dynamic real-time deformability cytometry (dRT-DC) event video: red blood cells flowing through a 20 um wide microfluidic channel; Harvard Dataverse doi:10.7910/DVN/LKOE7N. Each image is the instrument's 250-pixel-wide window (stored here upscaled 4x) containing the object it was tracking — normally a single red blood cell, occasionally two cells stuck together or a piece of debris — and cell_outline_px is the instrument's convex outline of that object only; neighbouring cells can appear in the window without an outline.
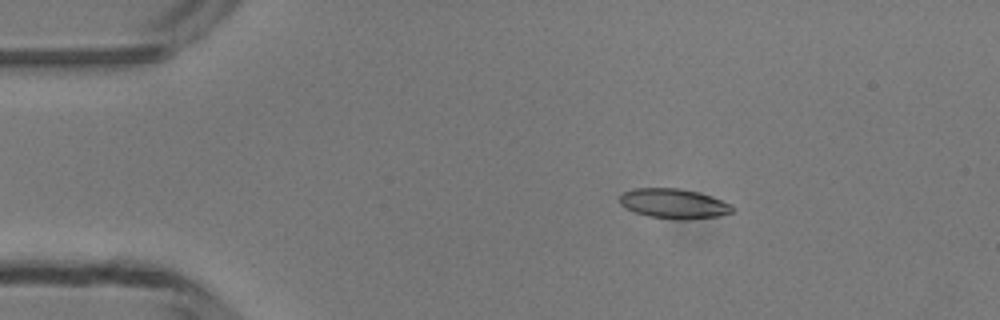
{"species": "common noctule bat (a hibernating species)", "species_latin": "Nyctalus noctula", "temperature_condition": "room temperature", "stored_images_in_passage": 4, "camera_frame_rate_fps": 3000, "um_per_image_px": 0.085, "animal": {"sex": "male", "body_mass_g": 13.3}, "frame": {"image": 1, "passage_image": 3, "time_ms": 2.333, "image_size_px": [1000, 320], "cell_outline_px": [[736, 208], [732, 212], [716, 216], [684, 220], [680, 220], [648, 216], [624, 208], [620, 204], [620, 196], [624, 192], [632, 188], [676, 188], [696, 192], [712, 196], [732, 204]], "centroid_in_image_um": [57.27, 17.31], "position_along_channel_um": 27.7, "area_um2": 19.59}}
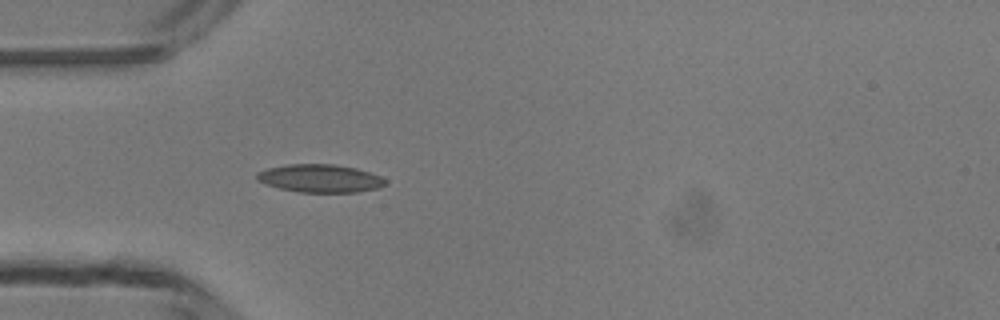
{"frame": {"image": 2, "passage_image": 4, "time_ms": 4.333, "image_size_px": [1000, 320], "cell_outline_px": [[388, 184], [380, 188], [356, 192], [300, 192], [280, 188], [264, 184], [256, 180], [256, 172], [268, 168], [284, 164], [336, 164], [356, 168], [380, 176], [388, 180]], "centroid_in_image_um": [27.21, 15.16], "position_along_channel_um": 57.8, "area_um2": 21.21}}